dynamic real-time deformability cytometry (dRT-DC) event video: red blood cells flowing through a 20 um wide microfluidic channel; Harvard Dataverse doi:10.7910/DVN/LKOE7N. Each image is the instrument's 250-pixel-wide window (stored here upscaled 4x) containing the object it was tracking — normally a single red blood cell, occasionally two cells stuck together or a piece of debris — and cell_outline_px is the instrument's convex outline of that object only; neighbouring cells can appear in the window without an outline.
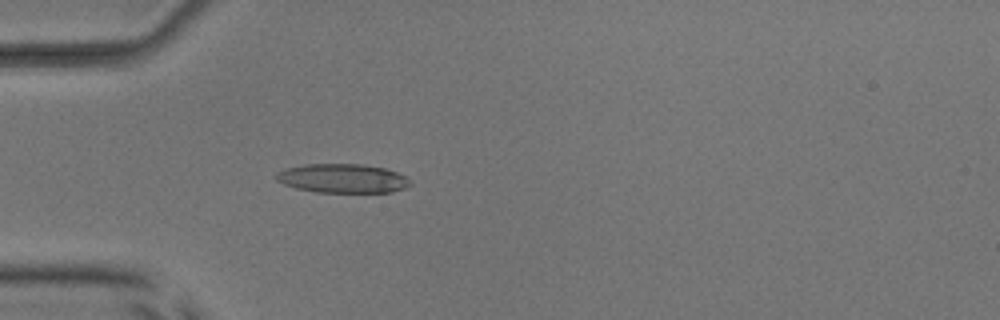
{"species": "common noctule bat (a hibernating species)", "species_latin": "Nyctalus noctula", "temperature_condition": "room temperature", "stored_images_in_passage": 53, "camera_frame_rate_fps": 3000, "um_per_image_px": 0.085, "animal": {"sex": "male", "body_mass_g": 17.9, "forearm_length_mm": 54.2}, "frame": {"image": 1, "passage_image": 16, "time_ms": 5.0, "image_size_px": [1000, 320], "cell_outline_px": [[412, 184], [404, 188], [392, 192], [316, 192], [296, 188], [284, 184], [276, 180], [276, 172], [284, 168], [304, 164], [364, 164], [384, 168], [396, 172], [412, 180]], "centroid_in_image_um": [29.11, 15.16], "position_along_channel_um": 55.9, "area_um2": 22.77}}
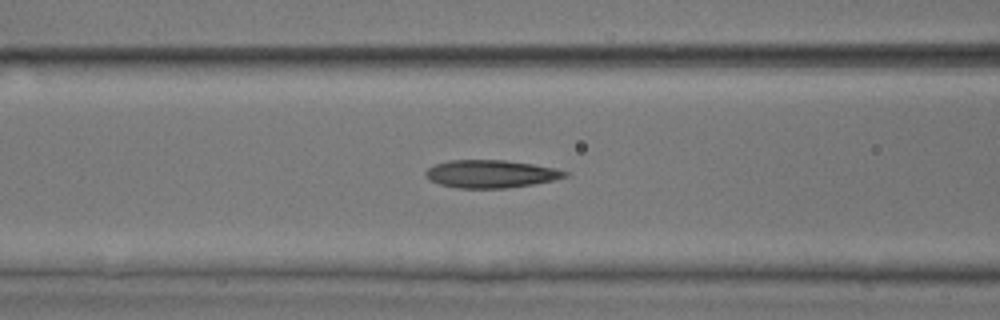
{"frame": {"image": 2, "passage_image": 22, "time_ms": 7.0, "image_size_px": [1000, 320], "cell_outline_px": [[572, 176], [532, 184], [508, 188], [456, 188], [440, 184], [432, 180], [424, 172], [428, 168], [436, 164], [448, 160], [504, 160], [532, 164], [556, 168], [572, 172]], "centroid_in_image_um": [41.8, 14.78], "position_along_channel_um": 124.8, "area_um2": 22.6}}
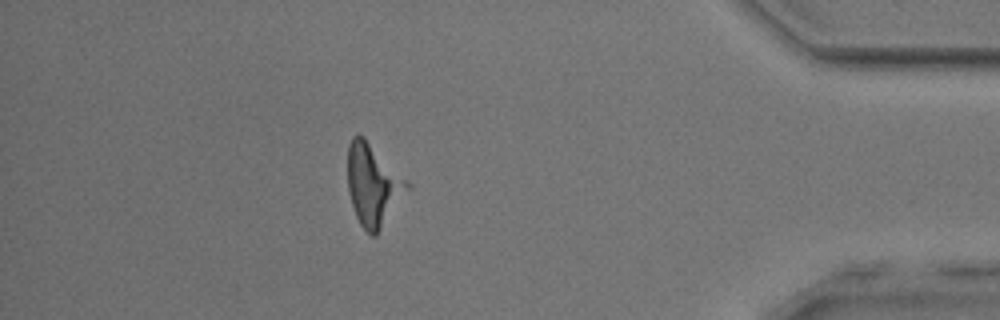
{"frame": {"image": 3, "passage_image": 47, "time_ms": 15.333, "image_size_px": [1000, 320], "cell_outline_px": [[412, 188], [376, 236], [372, 236], [360, 224], [356, 216], [348, 192], [348, 144], [352, 136], [364, 136], [412, 184]], "centroid_in_image_um": [31.76, 15.73], "position_along_channel_um": 403.4, "area_um2": 28.73}}